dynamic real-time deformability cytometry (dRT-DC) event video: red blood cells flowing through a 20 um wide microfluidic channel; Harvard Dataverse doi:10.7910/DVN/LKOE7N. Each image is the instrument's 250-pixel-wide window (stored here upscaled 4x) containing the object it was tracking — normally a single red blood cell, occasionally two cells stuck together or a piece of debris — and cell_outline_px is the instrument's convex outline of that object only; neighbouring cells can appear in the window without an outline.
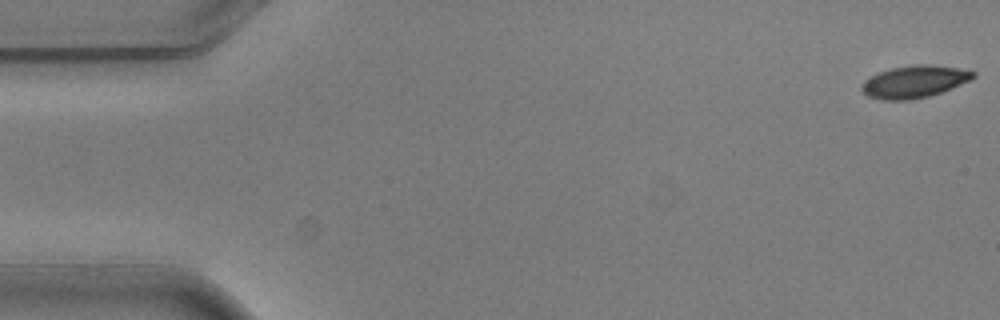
{"species": "common noctule bat (a hibernating species)", "species_latin": "Nyctalus noctula", "temperature_condition": "warm", "stored_images_in_passage": 5, "camera_frame_rate_fps": 3000, "um_per_image_px": 0.085, "animal": {"sex": "male", "body_mass_g": 20.5, "forearm_length_mm": 52.5}, "frame": {"image": 1, "passage_image": 1, "time_ms": 0.0, "image_size_px": [1000, 320], "cell_outline_px": [[976, 76], [960, 84], [940, 92], [928, 96], [912, 100], [884, 100], [868, 96], [860, 88], [864, 80], [880, 72], [892, 68], [912, 64], [928, 64], [956, 68], [976, 72]], "centroid_in_image_um": [77.69, 6.94], "position_along_channel_um": 7.3, "area_um2": 20.63}}